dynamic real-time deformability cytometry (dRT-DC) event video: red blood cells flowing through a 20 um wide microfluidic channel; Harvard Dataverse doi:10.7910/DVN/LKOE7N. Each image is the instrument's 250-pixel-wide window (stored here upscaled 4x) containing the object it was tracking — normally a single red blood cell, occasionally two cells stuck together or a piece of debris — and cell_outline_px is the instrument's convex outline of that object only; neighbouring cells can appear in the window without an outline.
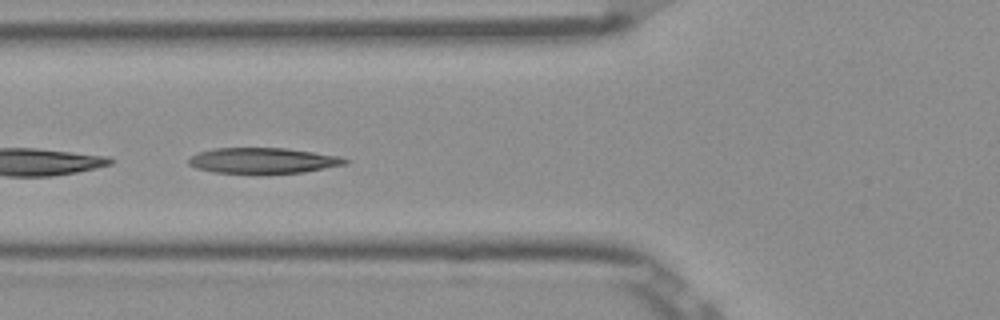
{"species": "Egyptian fruit bat (a non-hibernating species)", "species_latin": "Rousettus aegyptiacus", "temperature_condition": "room temperature", "stored_images_in_passage": 34, "camera_frame_rate_fps": 3000, "um_per_image_px": 0.085, "frame": {"image": 1, "passage_image": 20, "time_ms": 6.333, "image_size_px": [1000, 320], "cell_outline_px": [[348, 164], [304, 172], [216, 172], [196, 168], [188, 164], [188, 160], [192, 156], [200, 152], [216, 148], [284, 148], [340, 156], [348, 160]], "centroid_in_image_um": [22.38, 13.63], "position_along_channel_um": 103.4, "area_um2": 22.77}}